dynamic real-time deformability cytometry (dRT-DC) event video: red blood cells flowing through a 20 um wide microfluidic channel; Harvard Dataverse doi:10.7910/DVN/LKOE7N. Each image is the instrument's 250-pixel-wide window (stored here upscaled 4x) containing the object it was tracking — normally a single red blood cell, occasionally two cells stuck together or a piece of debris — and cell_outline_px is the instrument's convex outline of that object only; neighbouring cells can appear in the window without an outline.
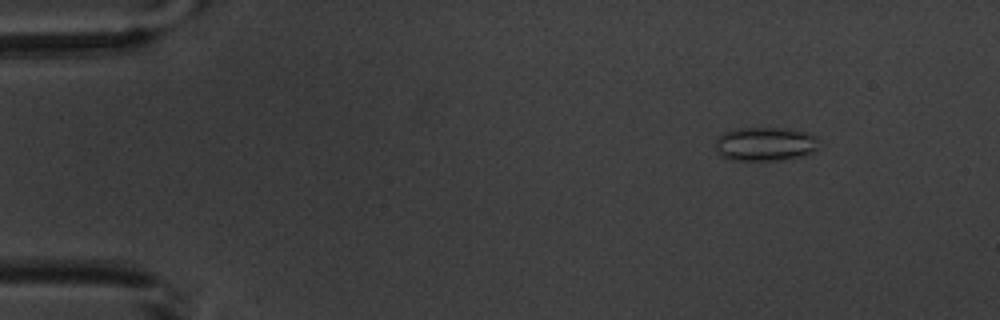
{"species": "common noctule bat (a hibernating species)", "species_latin": "Nyctalus noctula", "temperature_condition": "warm", "stored_images_in_passage": 4, "camera_frame_rate_fps": 3000, "um_per_image_px": 0.085, "animal": {"sex": "male", "body_mass_g": 20.1, "forearm_length_mm": 53.5}, "frame": {"image": 1, "passage_image": 1, "time_ms": 0.0, "image_size_px": [1000, 320], "cell_outline_px": [[820, 148], [804, 156], [784, 160], [728, 160], [720, 156], [716, 148], [716, 140], [724, 132], [740, 128], [788, 128], [804, 132], [816, 136]], "centroid_in_image_um": [65.07, 12.25], "position_along_channel_um": 19.9, "area_um2": 20.63}}
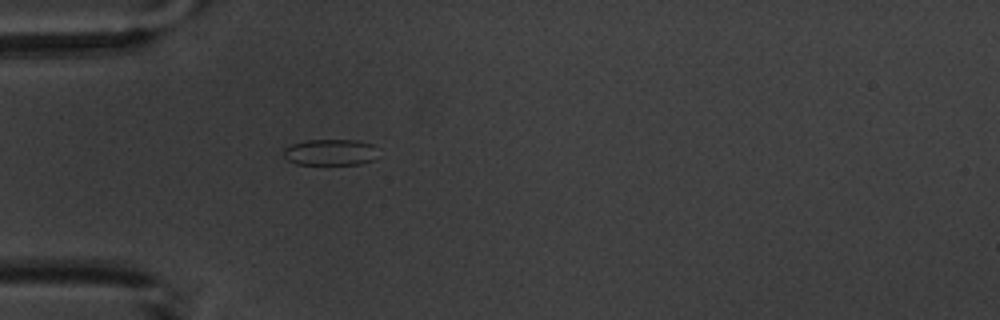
{"frame": {"image": 2, "passage_image": 4, "time_ms": 3.333, "image_size_px": [1000, 320], "cell_outline_px": [[372, 160], [360, 164], [296, 164], [288, 160], [284, 156], [284, 148], [292, 144], [308, 140], [356, 140], [372, 144]], "centroid_in_image_um": [27.98, 12.94], "position_along_channel_um": 57.0, "area_um2": 13.99}}